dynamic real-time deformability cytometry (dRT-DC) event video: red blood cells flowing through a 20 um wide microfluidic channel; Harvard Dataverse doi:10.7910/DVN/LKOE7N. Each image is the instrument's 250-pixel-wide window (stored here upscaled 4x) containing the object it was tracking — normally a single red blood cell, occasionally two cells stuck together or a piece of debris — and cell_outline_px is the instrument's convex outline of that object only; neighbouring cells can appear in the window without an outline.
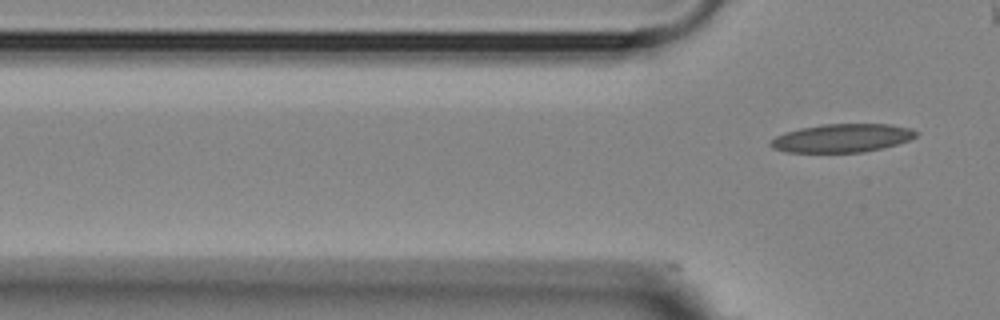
{"species": "Egyptian fruit bat (a non-hibernating species)", "species_latin": "Rousettus aegyptiacus", "temperature_condition": "room temperature", "stored_images_in_passage": 5, "camera_frame_rate_fps": 3000, "um_per_image_px": 0.085, "animal": {"sex": "female"}, "frame": {"image": 1, "passage_image": 5, "time_ms": 1.333, "image_size_px": [1000, 320], "cell_outline_px": [[920, 132], [916, 136], [908, 140], [896, 144], [864, 152], [788, 152], [772, 148], [768, 144], [776, 136], [784, 132], [800, 128], [820, 124], [892, 124], [912, 128]], "centroid_in_image_um": [71.58, 11.72], "position_along_channel_um": 54.2, "area_um2": 24.1}}